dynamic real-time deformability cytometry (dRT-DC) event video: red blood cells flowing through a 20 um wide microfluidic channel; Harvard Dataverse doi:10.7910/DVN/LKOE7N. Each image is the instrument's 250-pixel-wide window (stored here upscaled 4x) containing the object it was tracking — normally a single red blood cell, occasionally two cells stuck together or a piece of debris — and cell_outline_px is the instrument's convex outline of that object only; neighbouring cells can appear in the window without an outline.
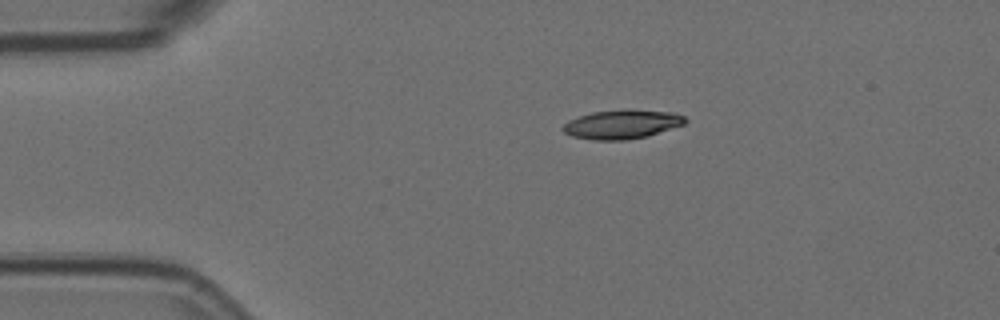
{"species": "Egyptian fruit bat (a non-hibernating species)", "species_latin": "Rousettus aegyptiacus", "temperature_condition": "room temperature", "stored_images_in_passage": 8, "camera_frame_rate_fps": 3000, "um_per_image_px": 0.085, "animal": {"sex": "female"}, "frame": {"image": 1, "passage_image": 3, "time_ms": 0.667, "image_size_px": [1000, 320], "cell_outline_px": [[688, 120], [684, 124], [644, 136], [624, 140], [592, 140], [572, 136], [564, 132], [560, 128], [568, 120], [592, 112], [672, 112], [684, 116]], "centroid_in_image_um": [52.79, 10.61], "position_along_channel_um": 32.2, "area_um2": 19.54}}
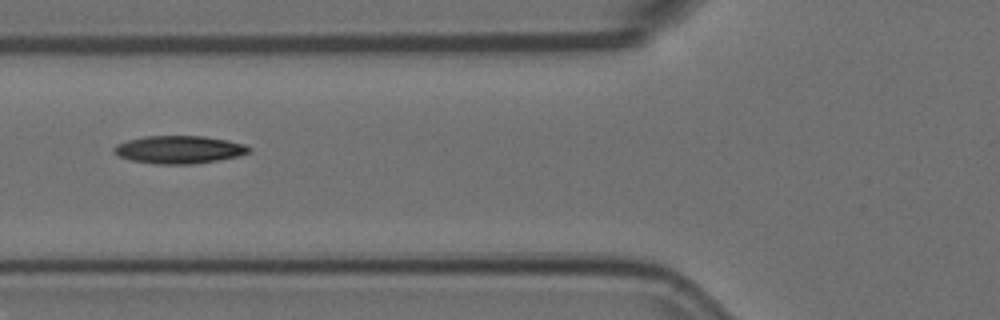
{"frame": {"image": 2, "passage_image": 6, "time_ms": 1.667, "image_size_px": [1000, 320], "cell_outline_px": [[252, 152], [220, 160], [192, 164], [152, 164], [128, 160], [112, 152], [112, 148], [116, 144], [128, 140], [144, 136], [204, 136], [228, 140], [244, 144], [252, 148]], "centroid_in_image_um": [15.21, 12.72], "position_along_channel_um": 110.6, "area_um2": 22.14}}
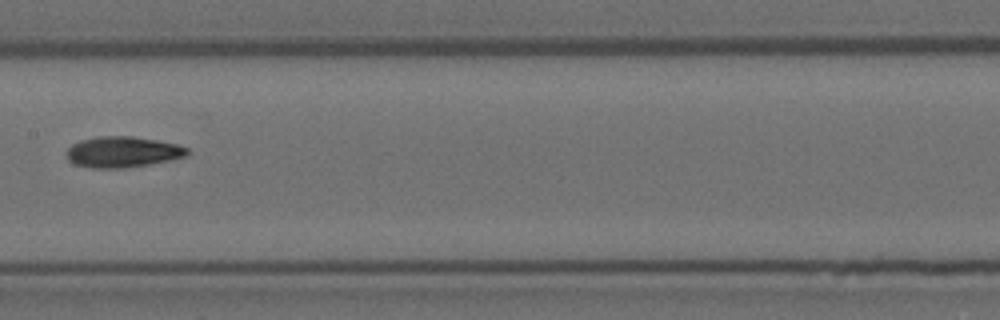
{"frame": {"image": 3, "passage_image": 8, "time_ms": 2.333, "image_size_px": [1000, 320], "cell_outline_px": [[188, 152], [184, 156], [148, 164], [124, 168], [92, 168], [76, 164], [68, 160], [68, 148], [72, 144], [80, 140], [96, 136], [132, 136], [156, 140], [176, 144], [188, 148]], "centroid_in_image_um": [10.38, 12.9], "position_along_channel_um": 197.0, "area_um2": 21.39}}